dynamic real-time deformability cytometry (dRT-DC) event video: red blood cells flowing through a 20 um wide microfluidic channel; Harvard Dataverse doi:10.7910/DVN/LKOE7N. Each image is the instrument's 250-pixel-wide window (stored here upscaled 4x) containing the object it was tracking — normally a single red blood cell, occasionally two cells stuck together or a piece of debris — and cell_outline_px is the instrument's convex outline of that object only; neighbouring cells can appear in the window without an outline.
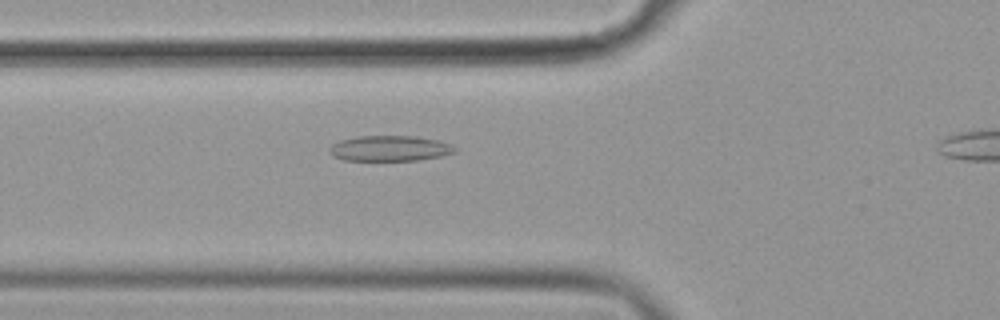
{"species": "common noctule bat (a hibernating species)", "species_latin": "Nyctalus noctula", "temperature_condition": "cold", "stored_images_in_passage": 35, "camera_frame_rate_fps": 3000, "um_per_image_px": 0.085, "animal": {"sex": "female", "body_mass_g": 19.9}, "frame": {"image": 1, "passage_image": 6, "time_ms": 1.667, "image_size_px": [1000, 320], "cell_outline_px": [[456, 152], [440, 156], [416, 160], [344, 160], [332, 156], [328, 152], [328, 148], [332, 144], [340, 140], [360, 136], [416, 136], [440, 140], [452, 144], [456, 148]], "centroid_in_image_um": [33.13, 12.6], "position_along_channel_um": 92.7, "area_um2": 18.73}}
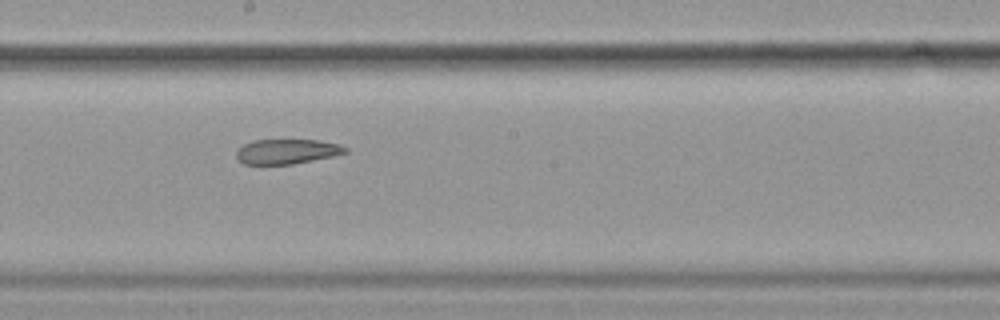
{"frame": {"image": 2, "passage_image": 17, "time_ms": 5.333, "image_size_px": [1000, 320], "cell_outline_px": [[348, 152], [332, 156], [292, 164], [244, 164], [236, 156], [236, 152], [244, 144], [252, 140], [320, 140], [340, 144], [348, 148]], "centroid_in_image_um": [24.41, 12.87], "position_along_channel_um": 223.8, "area_um2": 15.66}}
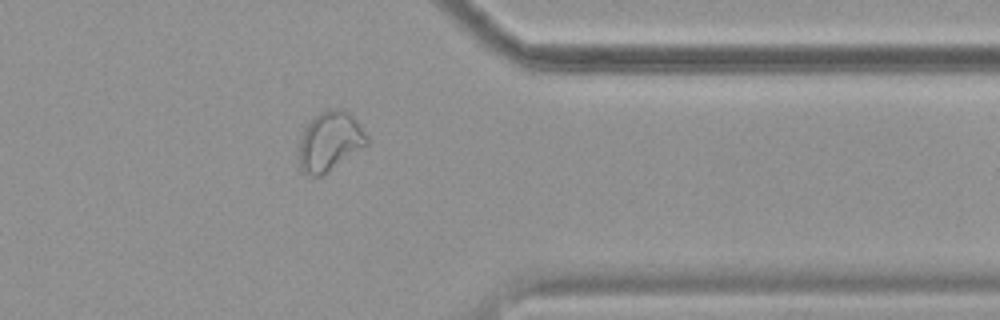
{"frame": {"image": 3, "passage_image": 31, "time_ms": 10.0, "image_size_px": [1000, 320], "cell_outline_px": [[368, 144], [320, 176], [312, 176], [304, 172], [300, 168], [300, 140], [304, 128], [320, 112], [336, 108], [344, 108], [356, 120], [368, 136]], "centroid_in_image_um": [28.05, 11.99], "position_along_channel_um": 383.3, "area_um2": 22.95}}